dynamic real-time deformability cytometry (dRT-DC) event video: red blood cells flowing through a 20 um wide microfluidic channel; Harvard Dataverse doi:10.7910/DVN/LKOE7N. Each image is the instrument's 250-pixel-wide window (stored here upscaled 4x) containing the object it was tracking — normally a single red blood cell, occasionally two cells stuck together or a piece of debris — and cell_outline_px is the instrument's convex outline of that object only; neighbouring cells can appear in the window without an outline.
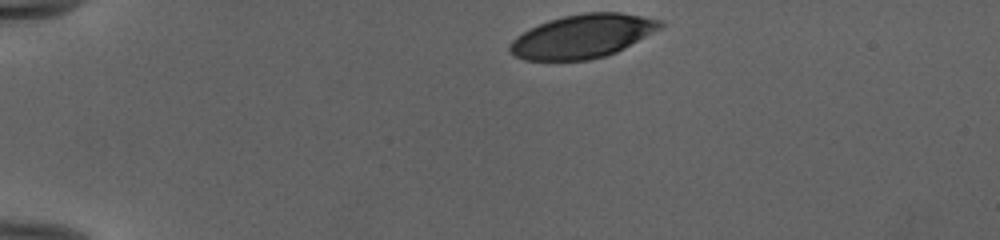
{"species": "human", "species_latin": "Homo sapiens", "temperature_condition": "cold", "stored_images_in_passage": 36, "camera_frame_rate_fps": 3000, "um_per_image_px": 0.085, "donor": {"sex": "female"}, "frame": {"image": 1, "passage_image": 1, "time_ms": 0.0, "image_size_px": [1000, 240], "cell_outline_px": [[664, 28], [616, 52], [604, 56], [588, 60], [524, 60], [512, 56], [508, 52], [508, 44], [516, 36], [548, 20], [564, 16], [584, 12], [620, 12], [664, 20]], "centroid_in_image_um": [49.54, 3.08], "position_along_channel_um": 35.5, "area_um2": 38.49}}
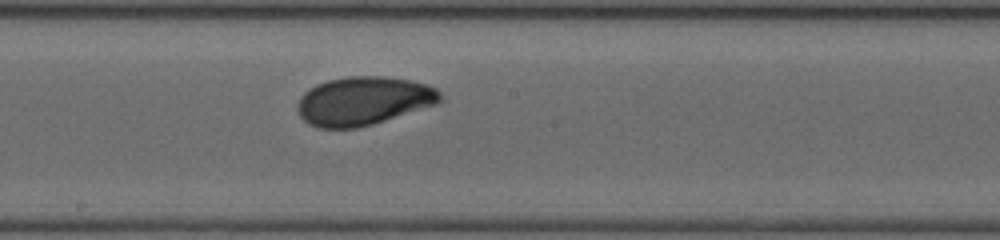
{"frame": {"image": 2, "passage_image": 20, "time_ms": 6.333, "image_size_px": [1000, 240], "cell_outline_px": [[444, 100], [436, 104], [372, 124], [356, 128], [316, 128], [308, 124], [300, 116], [296, 108], [296, 104], [300, 96], [304, 92], [316, 84], [328, 80], [348, 76], [384, 76], [412, 80], [436, 88], [444, 96]], "centroid_in_image_um": [30.87, 8.57], "position_along_channel_um": 217.3, "area_um2": 40.58}}
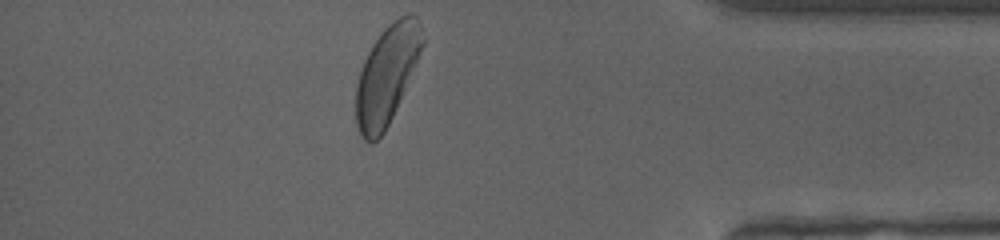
{"frame": {"image": 3, "passage_image": 36, "time_ms": 11.667, "image_size_px": [1000, 240], "cell_outline_px": [[424, 44], [396, 108], [384, 132], [372, 144], [368, 144], [360, 136], [356, 124], [356, 84], [364, 60], [372, 44], [384, 28], [388, 24], [400, 16], [408, 12], [412, 12], [416, 16], [420, 24], [424, 40]], "centroid_in_image_um": [32.86, 6.36], "position_along_channel_um": 402.3, "area_um2": 37.92}, "authors_computed_cell_mechanics": {"area_um2": 39.9687, "velocity_mm_per_s": 3.9569, "shape_relaxation_time_tau1_ms": 2.1164, "shape_relaxation_time_tau2_ms": 1.3155, "deformation_change_tau1": 0.1299, "deformation_change_tau2": 0.0541}}